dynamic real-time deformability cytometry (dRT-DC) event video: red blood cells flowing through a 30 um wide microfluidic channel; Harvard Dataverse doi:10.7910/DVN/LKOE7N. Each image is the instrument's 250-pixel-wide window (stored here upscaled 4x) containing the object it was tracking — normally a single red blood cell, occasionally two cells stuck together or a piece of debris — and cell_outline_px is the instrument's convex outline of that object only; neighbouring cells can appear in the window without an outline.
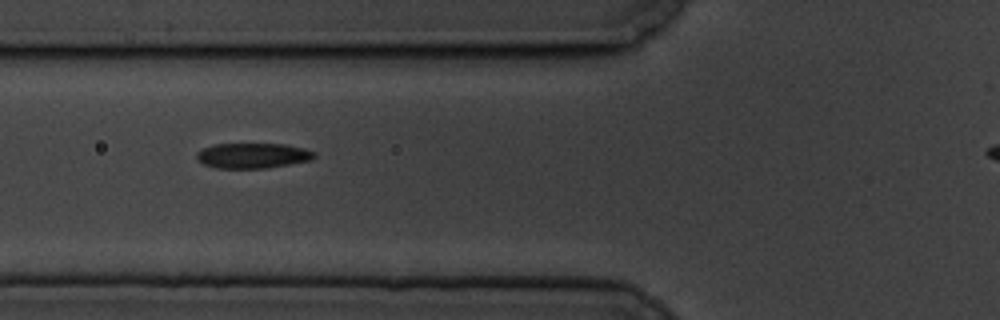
{"species": "common noctule bat (a hibernating species)", "species_latin": "Nyctalus noctula", "temperature_condition": "cold", "stored_images_in_passage": 3, "camera_frame_rate_fps": 3000, "um_per_image_px": 0.085, "animal": {"sex": "male", "body_mass_g": 19.5, "forearm_length_mm": 54.6}, "frame": {"image": 1, "passage_image": 2, "time_ms": 1.0, "image_size_px": [1000, 320], "cell_outline_px": [[316, 156], [312, 160], [264, 168], [216, 168], [204, 164], [196, 160], [196, 152], [212, 144], [284, 144], [304, 148], [316, 152]], "centroid_in_image_um": [21.47, 13.22], "position_along_channel_um": 104.3, "area_um2": 17.34}}
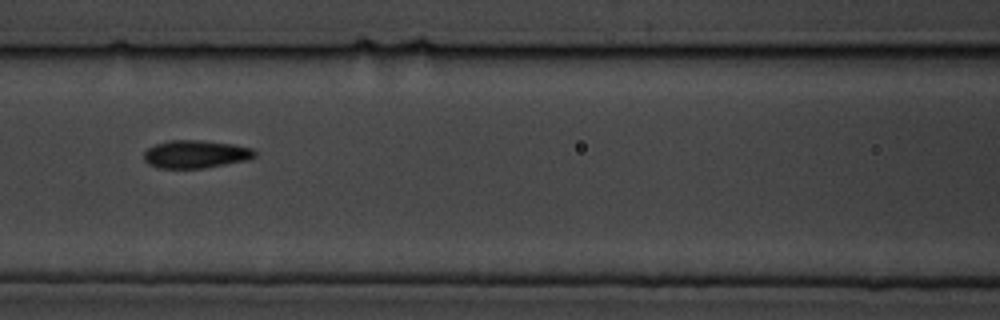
{"frame": {"image": 2, "passage_image": 3, "time_ms": 2.333, "image_size_px": [1000, 320], "cell_outline_px": [[256, 156], [248, 160], [204, 168], [160, 168], [148, 164], [144, 160], [144, 152], [148, 148], [156, 144], [172, 140], [200, 140], [232, 144], [252, 148], [256, 152]], "centroid_in_image_um": [16.64, 13.11], "position_along_channel_um": 150.0, "area_um2": 17.98}}